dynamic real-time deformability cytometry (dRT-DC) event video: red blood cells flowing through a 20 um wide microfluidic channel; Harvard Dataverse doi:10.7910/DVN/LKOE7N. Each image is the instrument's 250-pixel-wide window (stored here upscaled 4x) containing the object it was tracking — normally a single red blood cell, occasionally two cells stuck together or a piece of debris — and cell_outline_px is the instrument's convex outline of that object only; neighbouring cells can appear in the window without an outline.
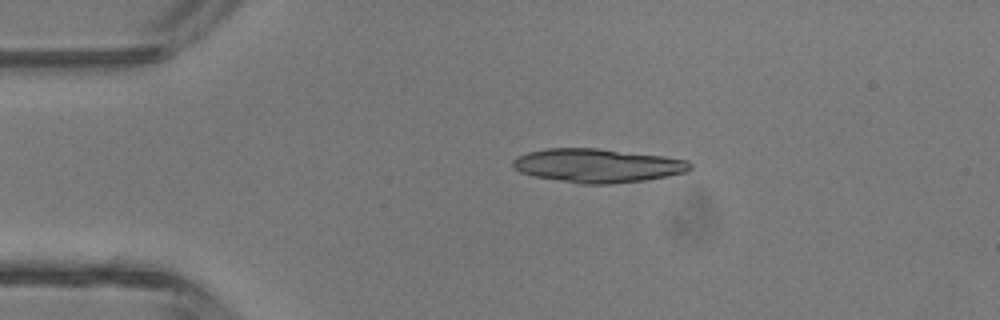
{"species": "common noctule bat (a hibernating species)", "species_latin": "Nyctalus noctula", "temperature_condition": "room temperature", "stored_images_in_passage": 3, "camera_frame_rate_fps": 3000, "um_per_image_px": 0.085, "animal": {"sex": "male", "body_mass_g": 13.3}, "frame": {"image": 1, "passage_image": 2, "time_ms": 1.0, "image_size_px": [1000, 320], "cell_outline_px": [[692, 168], [688, 172], [644, 180], [612, 184], [580, 184], [532, 176], [520, 172], [512, 168], [512, 160], [516, 156], [528, 152], [548, 148], [596, 148], [664, 156], [688, 160], [692, 164]], "centroid_in_image_um": [50.77, 14.07], "position_along_channel_um": 34.2, "area_um2": 35.14}}